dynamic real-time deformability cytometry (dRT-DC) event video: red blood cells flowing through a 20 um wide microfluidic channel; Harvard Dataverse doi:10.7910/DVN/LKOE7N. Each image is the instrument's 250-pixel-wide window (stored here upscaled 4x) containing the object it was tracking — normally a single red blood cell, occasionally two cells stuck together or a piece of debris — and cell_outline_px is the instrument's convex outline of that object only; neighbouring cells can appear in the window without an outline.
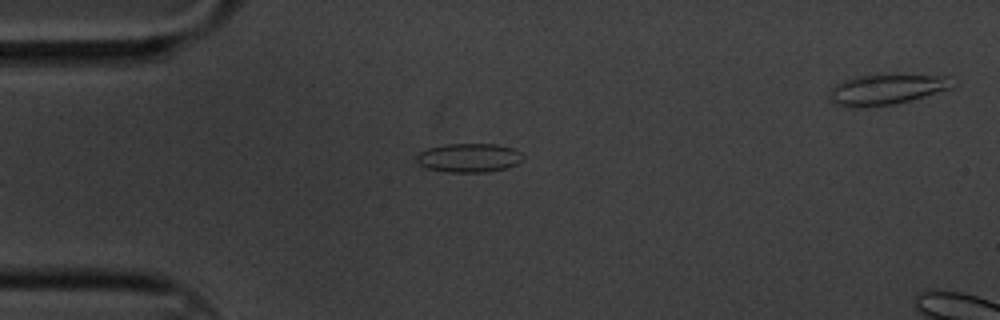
{"species": "common noctule bat (a hibernating species)", "species_latin": "Nyctalus noctula", "temperature_condition": "cold", "stored_images_in_passage": 5, "camera_frame_rate_fps": 3000, "um_per_image_px": 0.085, "animal": {"sex": "male", "body_mass_g": 20.1, "forearm_length_mm": 53.5}, "frame": {"image": 1, "passage_image": 5, "time_ms": 1.333, "image_size_px": [1000, 320], "cell_outline_px": [[524, 160], [516, 164], [504, 168], [484, 172], [448, 172], [428, 168], [420, 164], [416, 160], [416, 156], [420, 152], [428, 148], [444, 144], [496, 144], [512, 148], [520, 152], [524, 156]], "centroid_in_image_um": [39.87, 13.4], "position_along_channel_um": 45.1, "area_um2": 17.8}}